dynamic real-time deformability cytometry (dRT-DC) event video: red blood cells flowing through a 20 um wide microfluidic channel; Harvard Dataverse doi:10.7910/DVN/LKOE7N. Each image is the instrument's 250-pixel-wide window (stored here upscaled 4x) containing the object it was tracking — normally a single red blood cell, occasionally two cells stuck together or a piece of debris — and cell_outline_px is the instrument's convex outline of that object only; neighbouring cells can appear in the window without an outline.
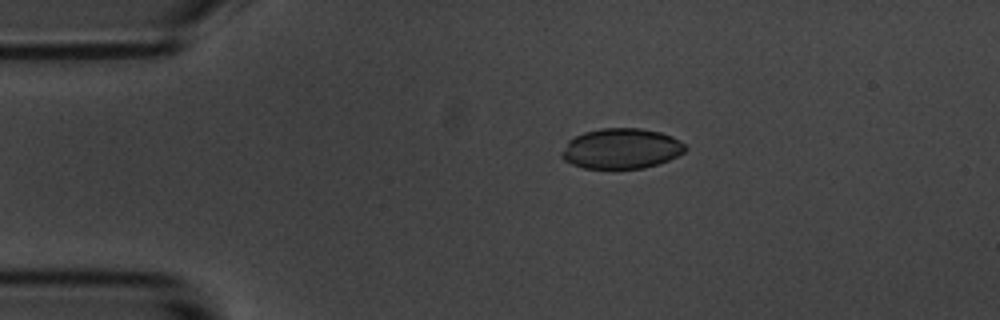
{"species": "common noctule bat (a hibernating species)", "species_latin": "Nyctalus noctula", "temperature_condition": "room temperature", "stored_images_in_passage": 56, "camera_frame_rate_fps": 3000, "um_per_image_px": 0.085, "animal": {"sex": "male", "body_mass_g": 20.1, "forearm_length_mm": 53.5}, "frame": {"image": 1, "passage_image": 11, "time_ms": 3.333, "image_size_px": [1000, 320], "cell_outline_px": [[688, 148], [684, 152], [668, 160], [644, 168], [584, 168], [572, 164], [564, 160], [560, 156], [560, 152], [568, 140], [584, 132], [600, 128], [640, 128], [660, 132], [672, 136], [684, 144]], "centroid_in_image_um": [52.78, 12.62], "position_along_channel_um": 32.2, "area_um2": 29.02}}
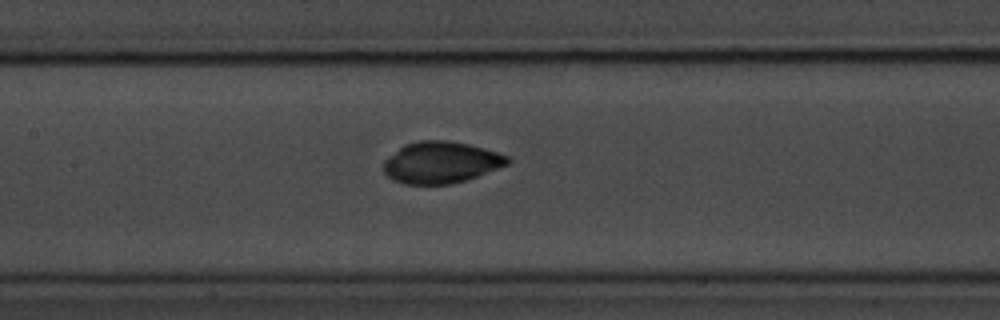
{"frame": {"image": 2, "passage_image": 26, "time_ms": 8.333, "image_size_px": [1000, 320], "cell_outline_px": [[512, 160], [508, 164], [476, 176], [464, 180], [448, 184], [404, 184], [392, 180], [384, 172], [384, 160], [404, 144], [420, 140], [448, 140], [468, 144], [496, 152], [508, 156]], "centroid_in_image_um": [37.45, 13.8], "position_along_channel_um": 169.9, "area_um2": 29.82}}
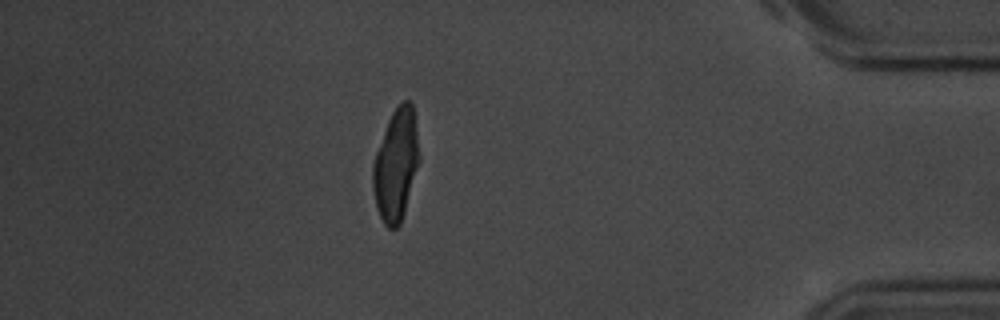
{"frame": {"image": 3, "passage_image": 49, "time_ms": 16.0, "image_size_px": [1000, 320], "cell_outline_px": [[420, 160], [404, 212], [400, 224], [396, 228], [388, 228], [384, 224], [376, 208], [372, 188], [372, 164], [376, 152], [388, 120], [392, 112], [404, 100], [412, 100], [420, 156]], "centroid_in_image_um": [33.65, 14.02], "position_along_channel_um": 401.6, "area_um2": 30.17}}